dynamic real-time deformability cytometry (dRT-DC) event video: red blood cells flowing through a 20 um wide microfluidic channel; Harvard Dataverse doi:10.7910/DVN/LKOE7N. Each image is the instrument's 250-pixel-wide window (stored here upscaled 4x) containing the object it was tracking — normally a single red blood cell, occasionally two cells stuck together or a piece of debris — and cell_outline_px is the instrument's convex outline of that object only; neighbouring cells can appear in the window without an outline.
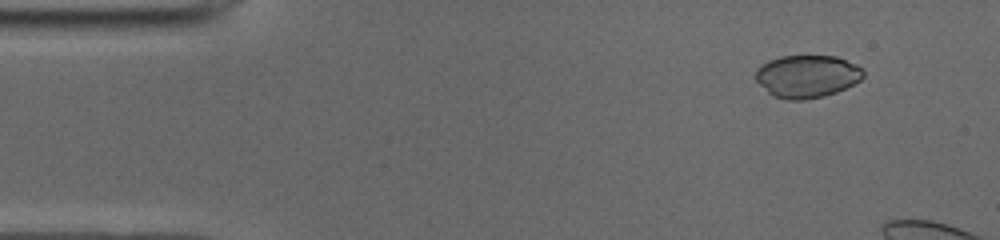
{"species": "common noctule bat (a hibernating species)", "species_latin": "Nyctalus noctula", "temperature_condition": "cold", "stored_images_in_passage": 11, "camera_frame_rate_fps": 3000, "um_per_image_px": 0.085, "animal": {"sex": "male", "body_mass_g": 19.0, "forearm_length_mm": 50.8}, "frame": {"image": 1, "passage_image": 5, "time_ms": 1.333, "image_size_px": [1000, 240], "cell_outline_px": [[864, 76], [860, 80], [836, 92], [824, 96], [804, 100], [788, 100], [772, 96], [756, 80], [756, 68], [768, 60], [780, 56], [836, 56], [856, 64], [864, 72]], "centroid_in_image_um": [68.58, 6.48], "position_along_channel_um": 16.4, "area_um2": 26.7}}